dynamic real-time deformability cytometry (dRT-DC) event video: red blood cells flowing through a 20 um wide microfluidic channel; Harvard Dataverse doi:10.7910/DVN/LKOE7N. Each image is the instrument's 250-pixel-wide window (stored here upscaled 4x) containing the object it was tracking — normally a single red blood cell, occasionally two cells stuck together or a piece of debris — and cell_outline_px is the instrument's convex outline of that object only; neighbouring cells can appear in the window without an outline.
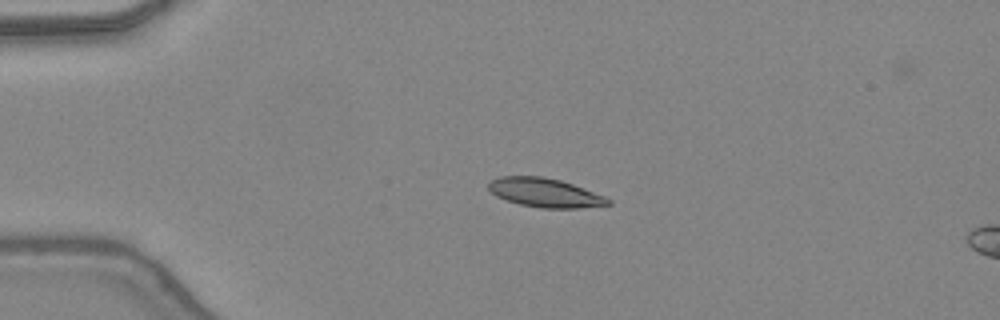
{"species": "common noctule bat (a hibernating species)", "species_latin": "Nyctalus noctula", "temperature_condition": "warm", "stored_images_in_passage": 5, "camera_frame_rate_fps": 3000, "um_per_image_px": 0.085, "animal": {"sex": "female", "body_mass_g": 24.6, "forearm_length_mm": 56.2}, "frame": {"image": 1, "passage_image": 1, "time_ms": 0.0, "image_size_px": [1000, 320], "cell_outline_px": [[612, 204], [580, 208], [540, 208], [520, 204], [496, 196], [488, 188], [488, 184], [492, 180], [500, 176], [544, 176], [560, 180], [572, 184], [604, 196], [612, 200]], "centroid_in_image_um": [46.33, 16.38], "position_along_channel_um": 38.7, "area_um2": 20.06}}